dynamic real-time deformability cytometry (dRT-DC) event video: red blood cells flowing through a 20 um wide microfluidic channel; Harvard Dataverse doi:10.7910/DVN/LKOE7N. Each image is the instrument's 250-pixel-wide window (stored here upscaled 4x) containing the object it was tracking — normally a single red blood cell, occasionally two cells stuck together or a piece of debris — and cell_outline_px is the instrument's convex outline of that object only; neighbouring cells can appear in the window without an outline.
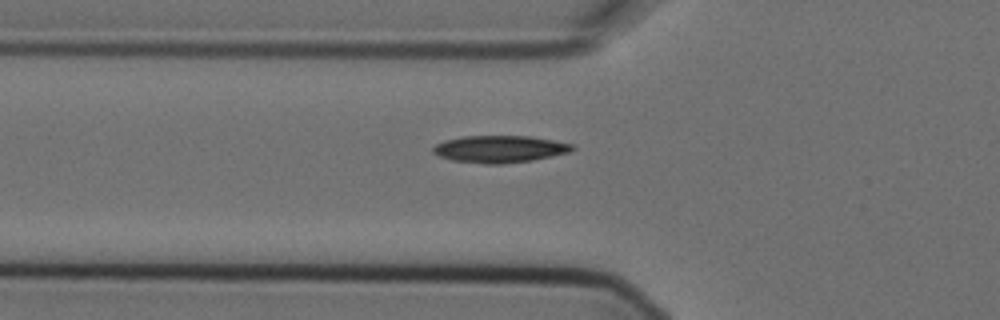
{"species": "Egyptian fruit bat (a non-hibernating species)", "species_latin": "Rousettus aegyptiacus", "temperature_condition": "cold", "stored_images_in_passage": 7, "camera_frame_rate_fps": 3000, "um_per_image_px": 0.085, "animal": {"sex": "female"}, "frame": {"image": 1, "passage_image": 7, "time_ms": 2.0, "image_size_px": [1000, 320], "cell_outline_px": [[576, 148], [568, 152], [552, 156], [532, 160], [504, 164], [484, 164], [452, 160], [440, 156], [432, 152], [432, 148], [436, 144], [444, 140], [464, 136], [528, 136], [552, 140], [572, 144]], "centroid_in_image_um": [42.45, 12.67], "position_along_channel_um": 83.3, "area_um2": 21.91}}